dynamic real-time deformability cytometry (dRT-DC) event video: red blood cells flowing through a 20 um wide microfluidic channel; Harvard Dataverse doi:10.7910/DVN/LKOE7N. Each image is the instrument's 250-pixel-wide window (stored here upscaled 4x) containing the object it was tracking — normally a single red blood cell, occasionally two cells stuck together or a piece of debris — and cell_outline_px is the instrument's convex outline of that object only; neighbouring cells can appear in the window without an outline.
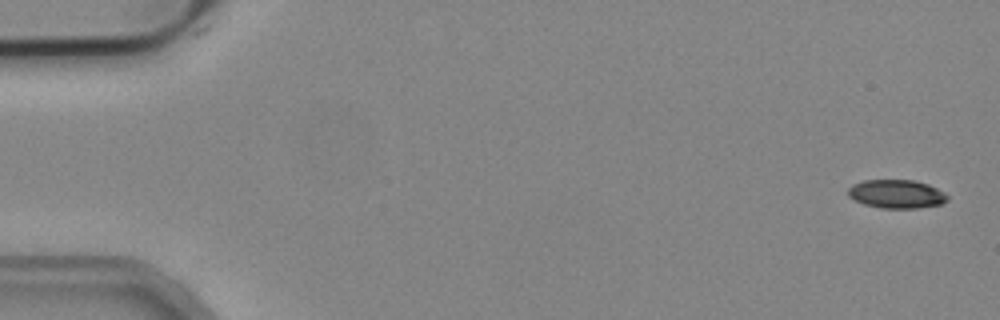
{"species": "common noctule bat (a hibernating species)", "species_latin": "Nyctalus noctula", "temperature_condition": "cold", "stored_images_in_passage": 6, "segment_of_instrument_passage": [1, 2], "camera_frame_rate_fps": 3000, "um_per_image_px": 0.085, "animal": {"sex": "male", "body_mass_g": 19.2, "forearm_length_mm": 51.8}, "frame": {"image": 1, "passage_image": 1, "time_ms": 0.0, "image_size_px": [1000, 320], "cell_outline_px": [[948, 200], [940, 204], [916, 208], [880, 208], [864, 204], [848, 196], [848, 188], [852, 184], [864, 180], [912, 180], [928, 184], [944, 192], [948, 196]], "centroid_in_image_um": [76.19, 16.48], "position_along_channel_um": 8.8, "area_um2": 16.47}}
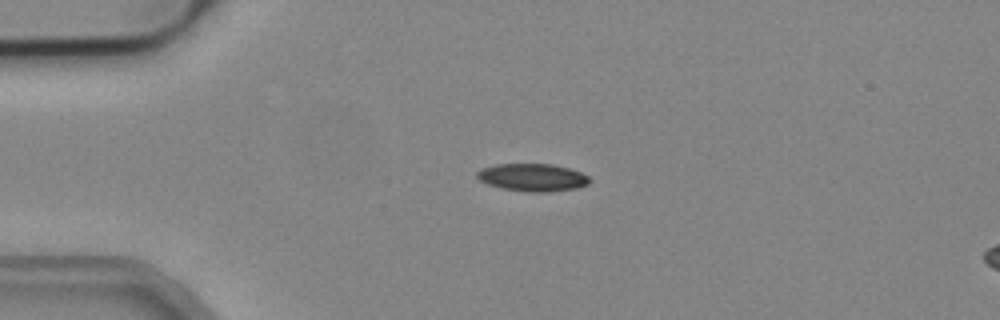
{"frame": {"image": 2, "passage_image": 4, "time_ms": 1.0, "image_size_px": [1000, 320], "cell_outline_px": [[592, 180], [588, 184], [576, 188], [548, 192], [524, 192], [500, 188], [488, 184], [480, 180], [476, 176], [476, 172], [480, 168], [496, 164], [552, 164], [568, 168], [580, 172], [588, 176]], "centroid_in_image_um": [45.24, 15.08], "position_along_channel_um": 39.8, "area_um2": 18.26}}